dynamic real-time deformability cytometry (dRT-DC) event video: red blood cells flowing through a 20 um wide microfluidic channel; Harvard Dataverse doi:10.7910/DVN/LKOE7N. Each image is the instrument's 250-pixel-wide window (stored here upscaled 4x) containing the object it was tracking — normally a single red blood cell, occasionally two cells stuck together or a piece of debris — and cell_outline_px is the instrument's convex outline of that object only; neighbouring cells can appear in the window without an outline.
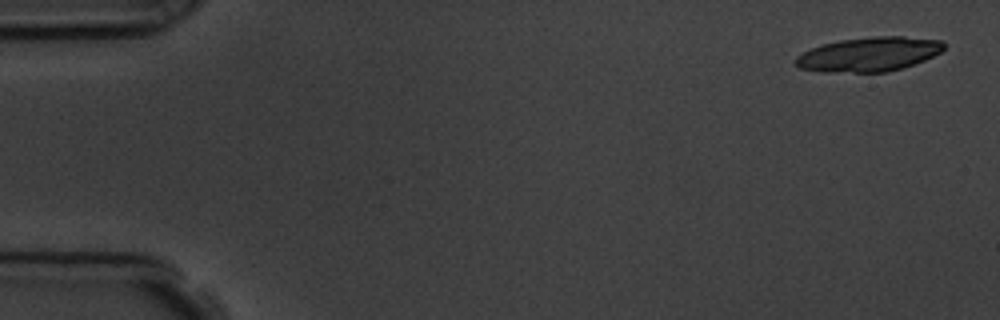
{"species": "common noctule bat (a hibernating species)", "species_latin": "Nyctalus noctula", "temperature_condition": "room temperature", "stored_images_in_passage": 5, "segment_of_instrument_passage": [1, 2], "camera_frame_rate_fps": 3000, "um_per_image_px": 0.085, "animal": {"sex": "male", "body_mass_g": 19.5, "forearm_length_mm": 54.6}, "frame": {"image": 1, "passage_image": 1, "time_ms": 0.0, "image_size_px": [1000, 320], "cell_outline_px": [[944, 48], [940, 52], [924, 60], [904, 68], [888, 72], [824, 72], [800, 68], [796, 64], [796, 56], [820, 44], [840, 40], [872, 36], [904, 36], [940, 40], [944, 44]], "centroid_in_image_um": [73.86, 4.61], "position_along_channel_um": 11.1, "area_um2": 29.65}}